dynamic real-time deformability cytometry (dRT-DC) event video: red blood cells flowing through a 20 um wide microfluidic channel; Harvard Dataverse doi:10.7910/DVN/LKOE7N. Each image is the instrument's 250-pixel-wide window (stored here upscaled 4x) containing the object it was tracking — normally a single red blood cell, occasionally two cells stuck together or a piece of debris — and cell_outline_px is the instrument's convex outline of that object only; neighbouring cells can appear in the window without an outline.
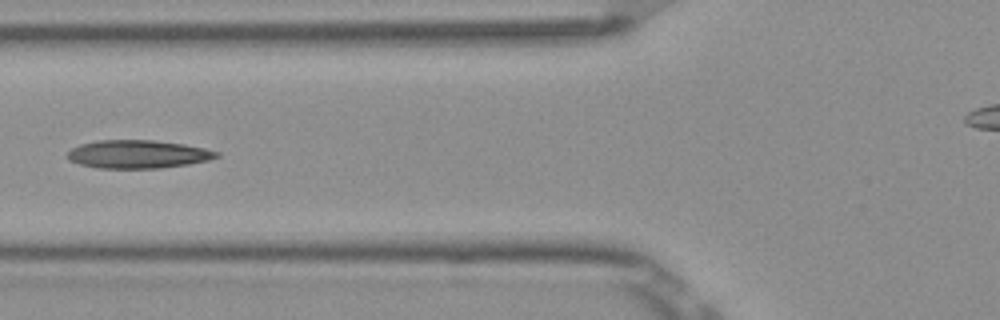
{"species": "Egyptian fruit bat (a non-hibernating species)", "species_latin": "Rousettus aegyptiacus", "temperature_condition": "room temperature", "stored_images_in_passage": 6, "camera_frame_rate_fps": 3000, "um_per_image_px": 0.085, "frame": {"image": 1, "passage_image": 5, "time_ms": 1.333, "image_size_px": [1000, 320], "cell_outline_px": [[220, 156], [208, 160], [188, 164], [160, 168], [96, 168], [80, 164], [68, 160], [68, 152], [72, 148], [80, 144], [96, 140], [152, 140], [184, 144], [204, 148], [220, 152]], "centroid_in_image_um": [11.72, 13.1], "position_along_channel_um": 114.1, "area_um2": 24.51}}
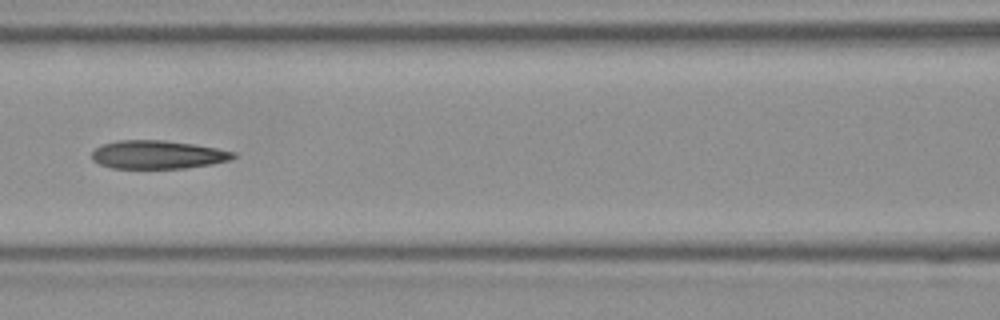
{"frame": {"image": 2, "passage_image": 6, "time_ms": 1.667, "image_size_px": [1000, 320], "cell_outline_px": [[236, 156], [228, 160], [212, 164], [184, 168], [112, 168], [100, 164], [92, 160], [92, 152], [96, 148], [104, 144], [120, 140], [164, 140], [192, 144], [216, 148], [236, 152]], "centroid_in_image_um": [13.4, 13.14], "position_along_channel_um": 153.2, "area_um2": 23.18}}